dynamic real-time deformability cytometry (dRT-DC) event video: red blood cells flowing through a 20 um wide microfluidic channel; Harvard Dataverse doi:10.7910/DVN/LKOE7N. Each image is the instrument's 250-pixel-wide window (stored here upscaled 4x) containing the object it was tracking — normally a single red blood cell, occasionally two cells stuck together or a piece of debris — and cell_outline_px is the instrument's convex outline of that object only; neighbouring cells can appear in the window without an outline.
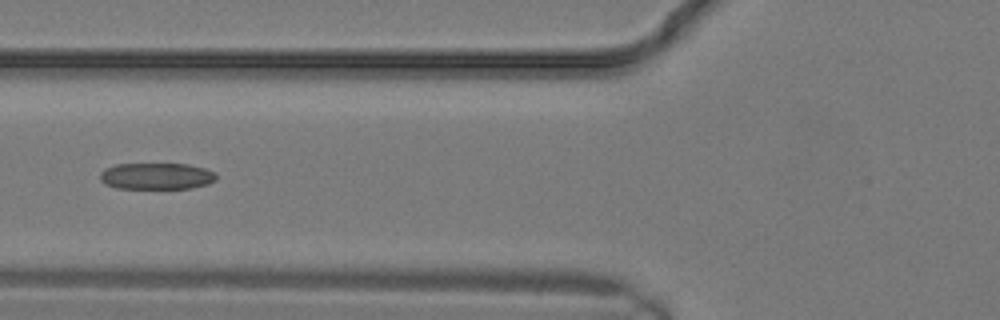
{"species": "common noctule bat (a hibernating species)", "species_latin": "Nyctalus noctula", "temperature_condition": "warm", "stored_images_in_passage": 11, "camera_frame_rate_fps": 3000, "um_per_image_px": 0.085, "animal": {"sex": "male", "body_mass_g": 19.2, "forearm_length_mm": 51.8}, "frame": {"image": 1, "passage_image": 10, "time_ms": 3.0, "image_size_px": [1000, 320], "cell_outline_px": [[216, 180], [208, 184], [192, 188], [116, 188], [104, 184], [100, 180], [100, 172], [104, 168], [116, 164], [188, 164], [204, 168], [216, 172]], "centroid_in_image_um": [13.29, 14.97], "position_along_channel_um": 112.5, "area_um2": 18.09}}